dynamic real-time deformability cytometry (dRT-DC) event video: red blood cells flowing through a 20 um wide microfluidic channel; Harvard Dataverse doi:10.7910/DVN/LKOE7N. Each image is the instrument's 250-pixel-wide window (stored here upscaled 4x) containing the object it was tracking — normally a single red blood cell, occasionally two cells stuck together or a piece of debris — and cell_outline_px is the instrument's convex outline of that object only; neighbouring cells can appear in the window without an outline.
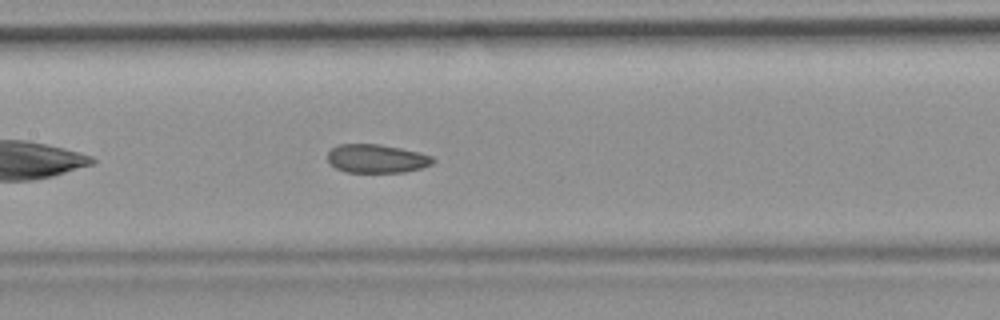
{"species": "common noctule bat (a hibernating species)", "species_latin": "Nyctalus noctula", "temperature_condition": "room temperature", "stored_images_in_passage": 40, "camera_frame_rate_fps": 3000, "um_per_image_px": 0.085, "animal": {"sex": "female", "body_mass_g": 19.9}, "frame": {"image": 1, "passage_image": 12, "time_ms": 3.667, "image_size_px": [1000, 320], "cell_outline_px": [[436, 160], [432, 164], [420, 168], [404, 172], [348, 172], [336, 168], [328, 160], [328, 152], [332, 148], [340, 144], [380, 144], [400, 148], [432, 156]], "centroid_in_image_um": [32.02, 13.48], "position_along_channel_um": 175.4, "area_um2": 17.34}, "authors_computed_cell_mechanics": {"area_um2": 18.4093, "velocity_mm_per_s": 3.7257, "shape_relaxation_time_tau1_ms": null, "shape_relaxation_time_tau2_ms": 2.3227, "deformation_change_tau1": null, "deformation_change_tau2": 0.0834}}